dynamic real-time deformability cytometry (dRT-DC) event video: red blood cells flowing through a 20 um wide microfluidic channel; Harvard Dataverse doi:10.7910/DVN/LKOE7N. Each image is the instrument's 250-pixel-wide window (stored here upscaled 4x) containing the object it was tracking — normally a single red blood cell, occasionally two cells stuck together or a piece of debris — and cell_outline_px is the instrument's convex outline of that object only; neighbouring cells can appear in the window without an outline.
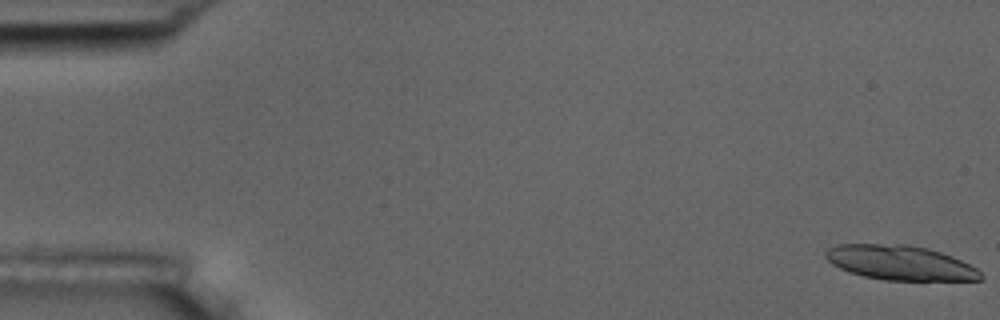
{"species": "common noctule bat (a hibernating species)", "species_latin": "Nyctalus noctula", "temperature_condition": "room temperature", "stored_images_in_passage": 6, "camera_frame_rate_fps": 3000, "um_per_image_px": 0.085, "animal": {"sex": "male", "body_mass_g": 17.5, "forearm_length_mm": 52.3}, "frame": {"image": 1, "passage_image": 1, "time_ms": 0.0, "image_size_px": [1000, 320], "cell_outline_px": [[984, 280], [884, 280], [864, 276], [848, 272], [832, 264], [824, 256], [824, 252], [828, 248], [836, 244], [908, 244], [928, 248], [952, 256], [976, 268], [984, 276]], "centroid_in_image_um": [76.49, 22.33], "position_along_channel_um": 8.5, "area_um2": 31.39}}